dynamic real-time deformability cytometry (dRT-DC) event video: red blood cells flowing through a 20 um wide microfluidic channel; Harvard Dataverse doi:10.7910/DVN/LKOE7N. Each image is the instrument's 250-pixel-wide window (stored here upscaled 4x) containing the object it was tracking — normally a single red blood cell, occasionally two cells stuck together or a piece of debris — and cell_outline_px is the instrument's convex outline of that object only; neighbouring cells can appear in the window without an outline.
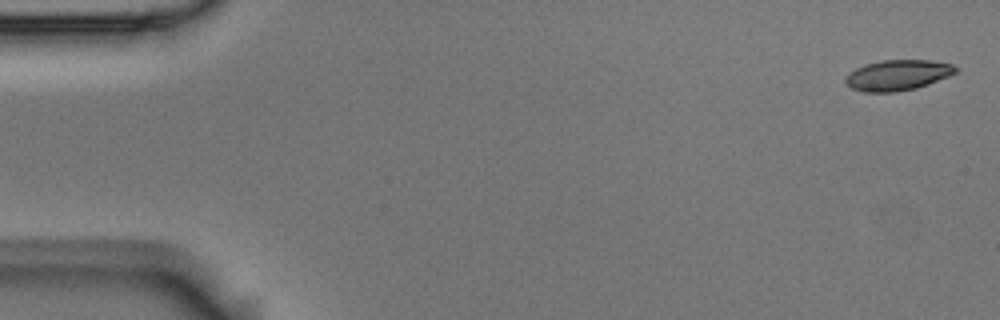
{"species": "Egyptian fruit bat (a non-hibernating species)", "species_latin": "Rousettus aegyptiacus", "temperature_condition": "room temperature", "stored_images_in_passage": 5, "camera_frame_rate_fps": 3000, "um_per_image_px": 0.085, "animal": {"sex": "male"}, "frame": {"image": 1, "passage_image": 1, "time_ms": 0.0, "image_size_px": [1000, 320], "cell_outline_px": [[960, 68], [956, 72], [948, 76], [928, 84], [916, 88], [896, 92], [864, 92], [852, 88], [844, 80], [848, 72], [864, 64], [880, 60], [932, 60], [952, 64]], "centroid_in_image_um": [76.3, 6.37], "position_along_channel_um": 8.7, "area_um2": 19.71}}
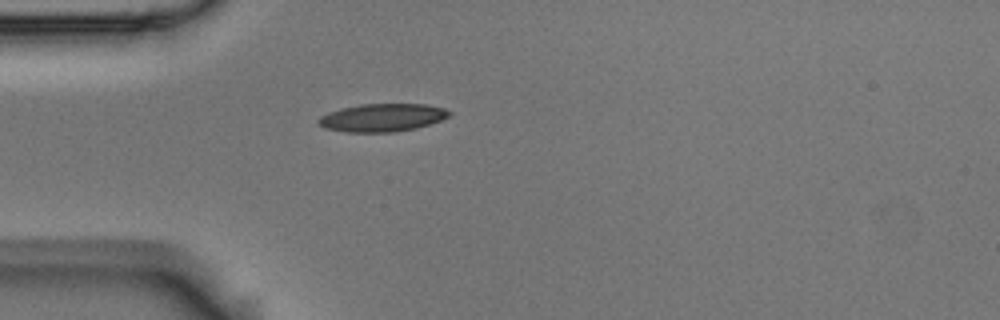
{"frame": {"image": 2, "passage_image": 5, "time_ms": 1.333, "image_size_px": [1000, 320], "cell_outline_px": [[452, 112], [448, 116], [440, 120], [416, 128], [396, 132], [348, 132], [324, 128], [316, 120], [320, 116], [328, 112], [340, 108], [360, 104], [424, 104], [444, 108]], "centroid_in_image_um": [32.46, 9.99], "position_along_channel_um": 52.5, "area_um2": 21.27}}